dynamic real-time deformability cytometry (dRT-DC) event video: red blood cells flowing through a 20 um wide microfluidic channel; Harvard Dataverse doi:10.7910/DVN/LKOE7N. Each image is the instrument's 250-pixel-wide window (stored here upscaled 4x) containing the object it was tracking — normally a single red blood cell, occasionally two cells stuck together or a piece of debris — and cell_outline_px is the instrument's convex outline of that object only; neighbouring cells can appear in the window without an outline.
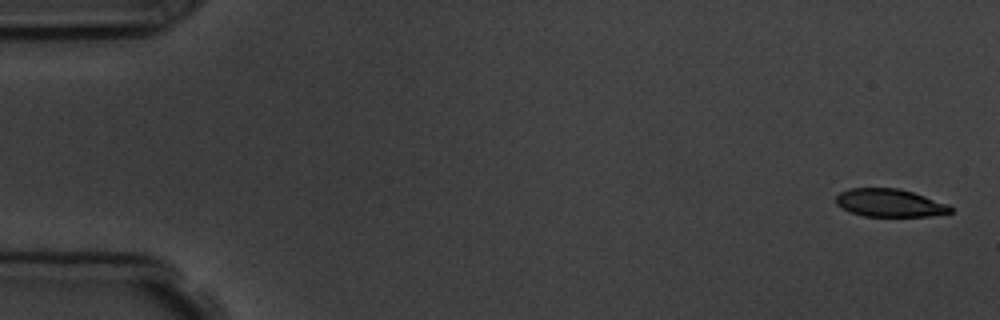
{"species": "common noctule bat (a hibernating species)", "species_latin": "Nyctalus noctula", "temperature_condition": "room temperature", "stored_images_in_passage": 5, "camera_frame_rate_fps": 3000, "um_per_image_px": 0.085, "animal": {"sex": "male", "body_mass_g": 19.5, "forearm_length_mm": 54.6}, "frame": {"image": 1, "passage_image": 1, "time_ms": 0.0, "image_size_px": [1000, 320], "cell_outline_px": [[952, 212], [928, 216], [864, 216], [852, 212], [836, 204], [836, 196], [840, 192], [848, 188], [896, 188], [912, 192], [948, 204], [952, 208]], "centroid_in_image_um": [75.61, 17.24], "position_along_channel_um": 9.4, "area_um2": 18.38}}
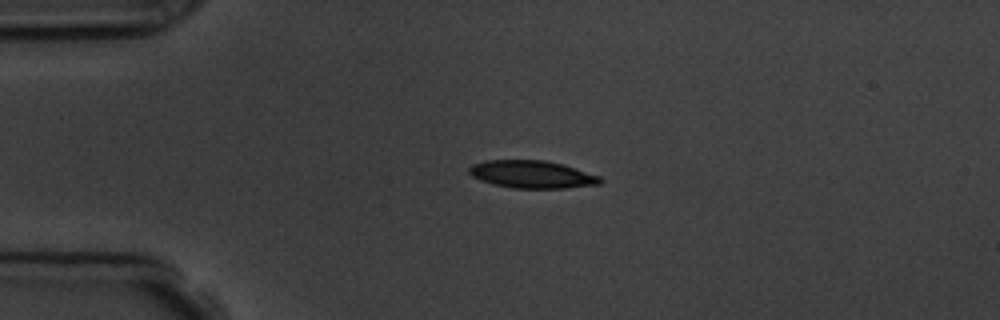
{"frame": {"image": 2, "passage_image": 4, "time_ms": 3.667, "image_size_px": [1000, 320], "cell_outline_px": [[604, 180], [600, 184], [564, 188], [512, 188], [496, 184], [472, 176], [468, 172], [468, 168], [472, 164], [484, 160], [544, 160], [564, 164], [600, 176]], "centroid_in_image_um": [45.25, 14.81], "position_along_channel_um": 39.7, "area_um2": 21.04}}